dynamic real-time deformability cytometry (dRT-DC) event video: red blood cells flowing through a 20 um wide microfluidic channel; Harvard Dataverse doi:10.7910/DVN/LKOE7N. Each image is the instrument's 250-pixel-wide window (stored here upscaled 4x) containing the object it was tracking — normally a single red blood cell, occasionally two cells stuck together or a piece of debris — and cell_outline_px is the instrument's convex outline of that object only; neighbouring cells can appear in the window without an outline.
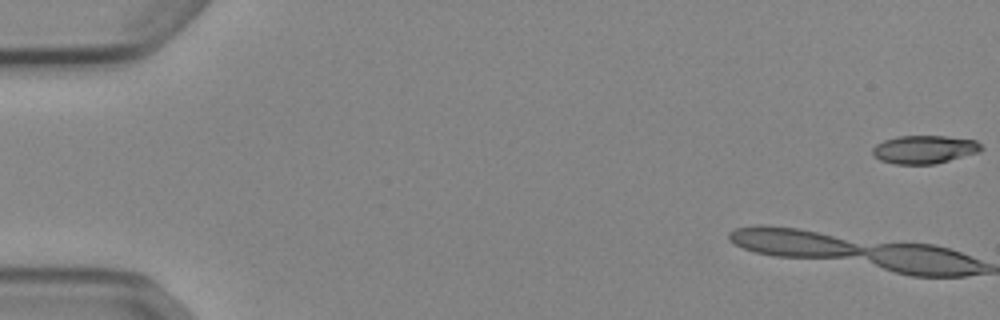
{"species": "Egyptian fruit bat (a non-hibernating species)", "species_latin": "Rousettus aegyptiacus", "temperature_condition": "cold", "stored_images_in_passage": 5, "camera_frame_rate_fps": 3000, "um_per_image_px": 0.085, "animal": {"sex": "female"}, "frame": {"image": 1, "passage_image": 1, "time_ms": 0.0, "image_size_px": [1000, 320], "cell_outline_px": [[984, 148], [980, 152], [936, 164], [896, 164], [880, 160], [872, 156], [872, 148], [876, 144], [884, 140], [900, 136], [944, 136], [976, 140]], "centroid_in_image_um": [78.57, 12.71], "position_along_channel_um": 6.4, "area_um2": 17.98}}